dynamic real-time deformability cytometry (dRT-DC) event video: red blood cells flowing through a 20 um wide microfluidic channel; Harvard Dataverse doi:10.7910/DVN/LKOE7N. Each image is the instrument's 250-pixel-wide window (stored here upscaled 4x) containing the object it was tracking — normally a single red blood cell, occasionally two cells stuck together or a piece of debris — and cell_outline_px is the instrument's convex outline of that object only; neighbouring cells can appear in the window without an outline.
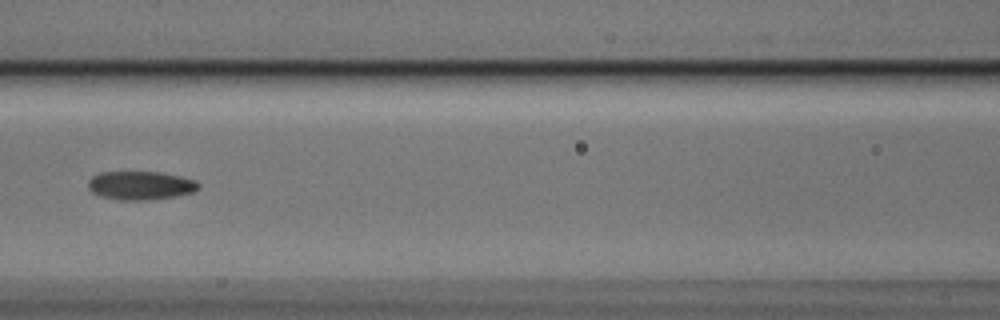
{"species": "Egyptian fruit bat (a non-hibernating species)", "species_latin": "Rousettus aegyptiacus", "temperature_condition": "cold", "stored_images_in_passage": 8, "camera_frame_rate_fps": 3000, "um_per_image_px": 0.085, "animal": {"sex": "male"}, "frame": {"image": 1, "passage_image": 6, "time_ms": 1.667, "image_size_px": [1000, 320], "cell_outline_px": [[200, 188], [192, 192], [176, 196], [148, 200], [120, 200], [100, 196], [92, 192], [88, 188], [88, 180], [92, 176], [100, 172], [160, 172], [180, 176], [196, 180], [200, 184]], "centroid_in_image_um": [11.94, 15.76], "position_along_channel_um": 154.7, "area_um2": 18.5}}
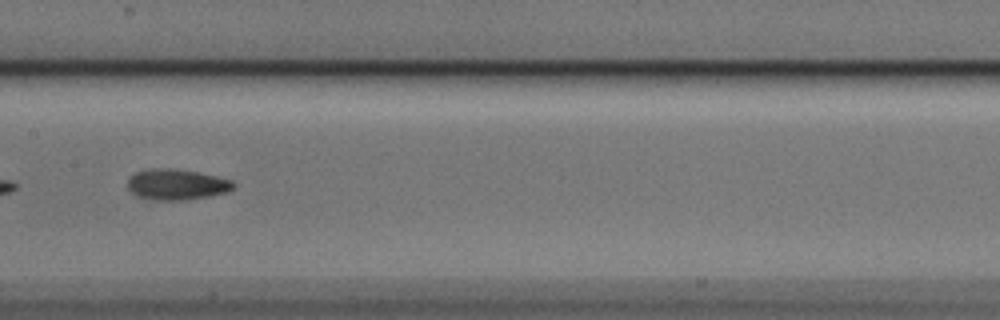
{"frame": {"image": 2, "passage_image": 7, "time_ms": 2.0, "image_size_px": [1000, 320], "cell_outline_px": [[236, 188], [228, 192], [208, 196], [180, 200], [156, 200], [136, 196], [128, 188], [128, 180], [136, 172], [156, 168], [172, 168], [196, 172], [216, 176], [232, 180], [236, 184]], "centroid_in_image_um": [15.05, 15.68], "position_along_channel_um": 192.3, "area_um2": 18.84}}
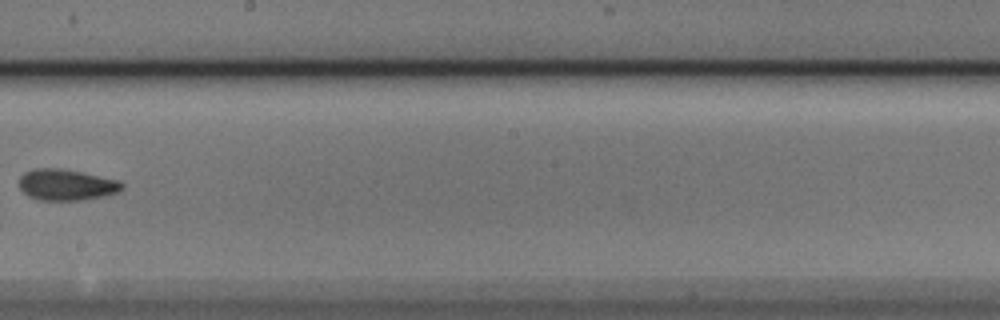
{"frame": {"image": 3, "passage_image": 8, "time_ms": 2.333, "image_size_px": [1000, 320], "cell_outline_px": [[124, 188], [116, 192], [104, 196], [84, 200], [40, 200], [28, 196], [20, 188], [20, 176], [24, 172], [36, 168], [60, 168], [80, 172], [116, 180], [124, 184]], "centroid_in_image_um": [5.62, 15.71], "position_along_channel_um": 242.6, "area_um2": 18.5}}